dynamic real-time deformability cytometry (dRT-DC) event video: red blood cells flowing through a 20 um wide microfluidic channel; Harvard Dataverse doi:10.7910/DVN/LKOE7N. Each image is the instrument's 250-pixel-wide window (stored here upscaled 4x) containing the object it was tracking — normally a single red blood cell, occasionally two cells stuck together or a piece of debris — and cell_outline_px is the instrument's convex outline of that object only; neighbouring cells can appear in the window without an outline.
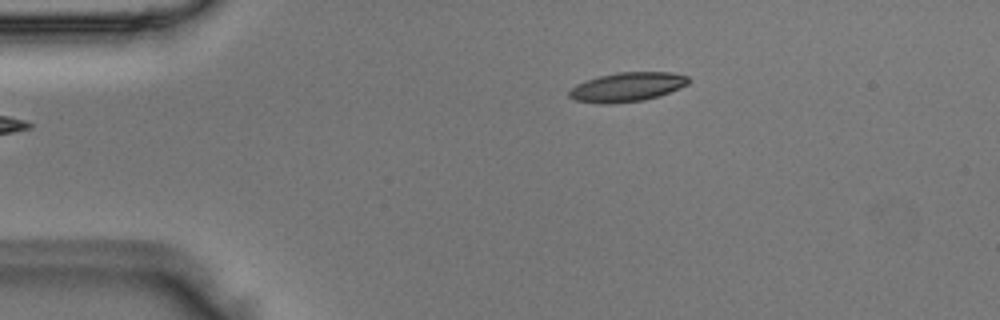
{"species": "Egyptian fruit bat (a non-hibernating species)", "species_latin": "Rousettus aegyptiacus", "temperature_condition": "room temperature", "stored_images_in_passage": 41, "camera_frame_rate_fps": 3000, "um_per_image_px": 0.085, "animal": {"sex": "male"}, "frame": {"image": 1, "passage_image": 1, "time_ms": 0.0, "image_size_px": [1000, 320], "cell_outline_px": [[688, 84], [660, 96], [644, 100], [608, 104], [600, 104], [576, 100], [568, 96], [568, 92], [576, 84], [600, 76], [616, 72], [668, 72], [688, 76]], "centroid_in_image_um": [53.29, 7.4], "position_along_channel_um": 31.7, "area_um2": 20.17}}
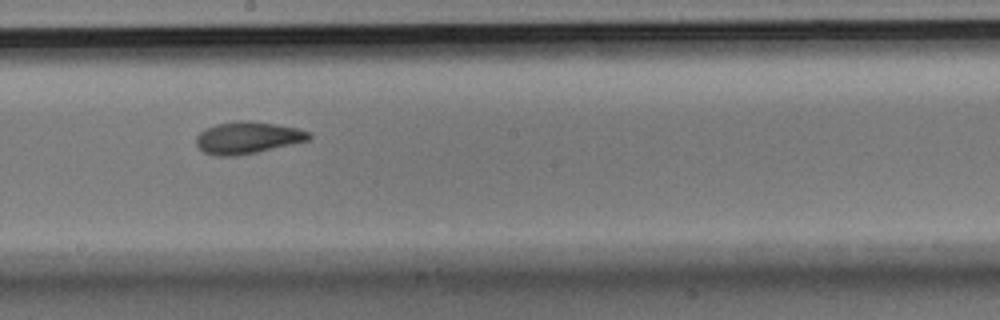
{"frame": {"image": 2, "passage_image": 19, "time_ms": 6.0, "image_size_px": [1000, 320], "cell_outline_px": [[312, 136], [308, 140], [292, 144], [256, 152], [236, 156], [216, 156], [204, 152], [196, 144], [196, 136], [204, 128], [216, 124], [236, 120], [252, 120], [276, 124], [296, 128], [308, 132]], "centroid_in_image_um": [21.0, 11.69], "position_along_channel_um": 227.2, "area_um2": 21.04}}
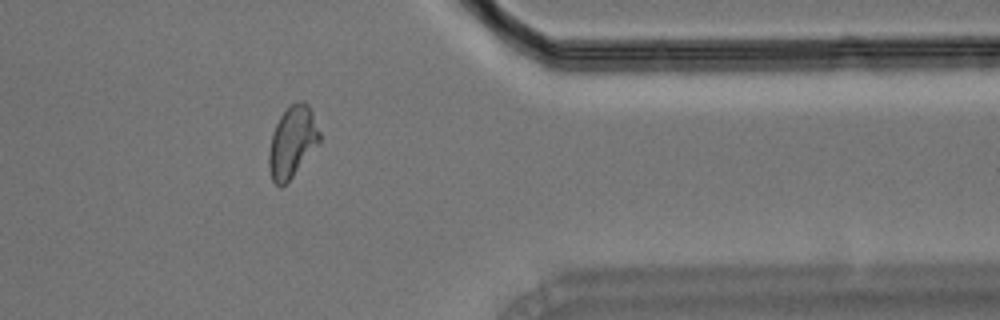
{"frame": {"image": 3, "passage_image": 32, "time_ms": 10.333, "image_size_px": [1000, 320], "cell_outline_px": [[320, 144], [292, 176], [280, 188], [272, 180], [268, 168], [268, 152], [272, 132], [280, 116], [292, 104], [300, 100], [304, 100], [308, 104], [312, 112], [320, 132]], "centroid_in_image_um": [24.84, 12.06], "position_along_channel_um": 386.6, "area_um2": 21.1}}